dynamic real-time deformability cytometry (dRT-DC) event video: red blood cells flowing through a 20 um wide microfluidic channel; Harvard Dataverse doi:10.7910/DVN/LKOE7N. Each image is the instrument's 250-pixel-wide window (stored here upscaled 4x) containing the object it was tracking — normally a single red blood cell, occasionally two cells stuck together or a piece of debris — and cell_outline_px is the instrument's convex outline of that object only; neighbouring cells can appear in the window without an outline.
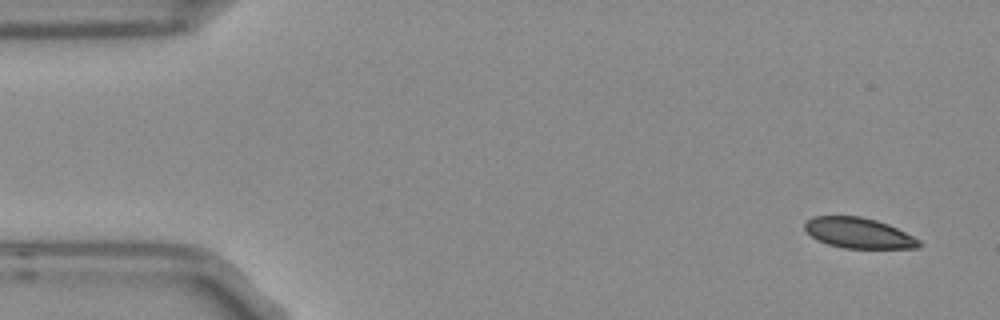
{"species": "Egyptian fruit bat (a non-hibernating species)", "species_latin": "Rousettus aegyptiacus", "temperature_condition": "room temperature", "stored_images_in_passage": 7, "camera_frame_rate_fps": 3000, "um_per_image_px": 0.085, "frame": {"image": 1, "passage_image": 1, "time_ms": 0.0, "image_size_px": [1000, 320], "cell_outline_px": [[924, 244], [920, 248], [844, 248], [828, 244], [812, 236], [804, 228], [804, 224], [808, 220], [816, 216], [860, 216], [876, 220], [888, 224], [920, 240]], "centroid_in_image_um": [73.02, 19.81], "position_along_channel_um": 12.0, "area_um2": 20.11}}
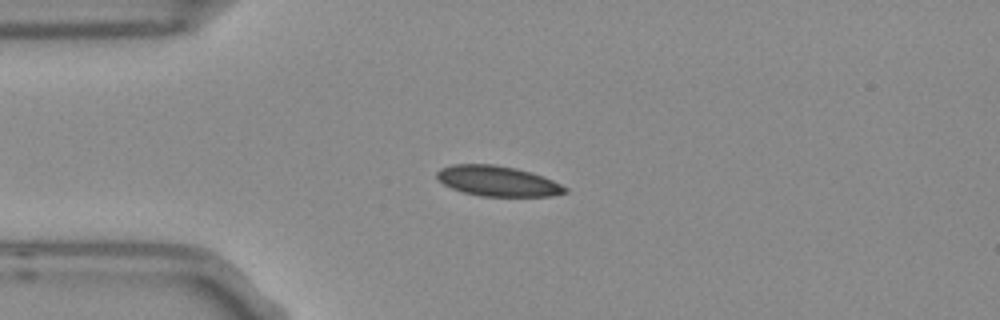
{"frame": {"image": 2, "passage_image": 4, "time_ms": 1.0, "image_size_px": [1000, 320], "cell_outline_px": [[568, 192], [552, 196], [480, 196], [464, 192], [452, 188], [444, 184], [436, 176], [436, 172], [440, 168], [452, 164], [492, 164], [516, 168], [532, 172], [544, 176], [568, 188]], "centroid_in_image_um": [42.31, 15.38], "position_along_channel_um": 42.7, "area_um2": 22.66}}
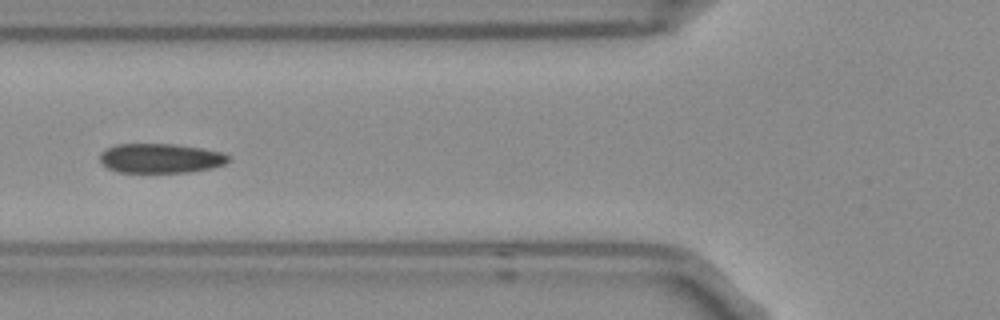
{"frame": {"image": 3, "passage_image": 6, "time_ms": 1.667, "image_size_px": [1000, 320], "cell_outline_px": [[232, 156], [224, 164], [212, 168], [188, 172], [116, 172], [108, 168], [100, 160], [100, 152], [116, 144], [176, 144], [200, 148], [220, 152]], "centroid_in_image_um": [13.64, 13.45], "position_along_channel_um": 112.2, "area_um2": 22.02}}